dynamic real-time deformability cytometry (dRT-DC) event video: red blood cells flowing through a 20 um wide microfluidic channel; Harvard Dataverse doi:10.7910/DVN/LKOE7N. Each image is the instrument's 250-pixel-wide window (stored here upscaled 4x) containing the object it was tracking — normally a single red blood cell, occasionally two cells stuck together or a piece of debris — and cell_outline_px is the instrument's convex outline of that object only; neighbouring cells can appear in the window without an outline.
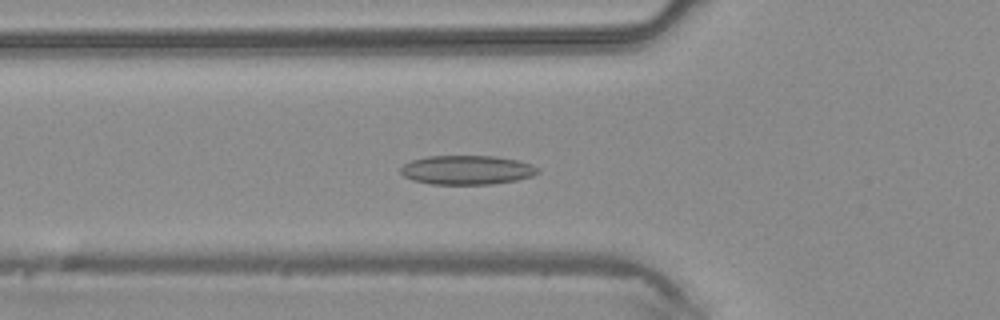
{"species": "common noctule bat (a hibernating species)", "species_latin": "Nyctalus noctula", "temperature_condition": "warm", "stored_images_in_passage": 33, "camera_frame_rate_fps": 3000, "um_per_image_px": 0.085, "animal": {"sex": "male", "body_mass_g": 20.4}, "frame": {"image": 1, "passage_image": 2, "time_ms": 0.333, "image_size_px": [1000, 320], "cell_outline_px": [[540, 172], [532, 176], [516, 180], [492, 184], [432, 184], [412, 180], [404, 176], [400, 172], [400, 168], [404, 164], [412, 160], [428, 156], [496, 156], [516, 160], [532, 164], [540, 168]], "centroid_in_image_um": [39.7, 14.44], "position_along_channel_um": 86.1, "area_um2": 23.35}}
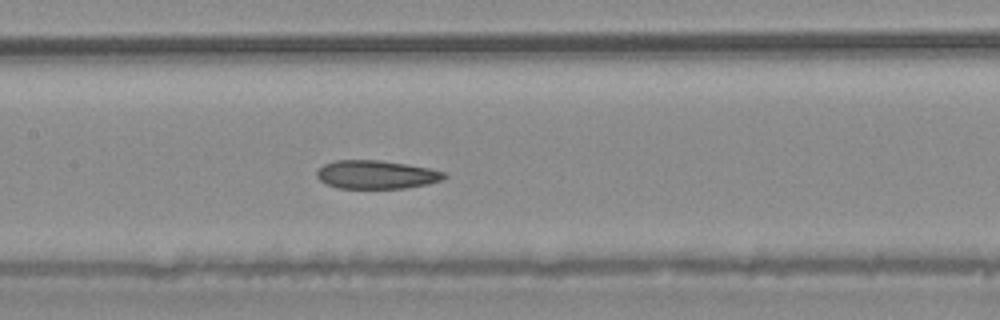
{"frame": {"image": 2, "passage_image": 8, "time_ms": 2.333, "image_size_px": [1000, 320], "cell_outline_px": [[448, 176], [444, 180], [428, 184], [404, 188], [336, 188], [320, 180], [316, 176], [316, 172], [324, 164], [336, 160], [380, 160], [428, 168], [444, 172]], "centroid_in_image_um": [32.0, 14.84], "position_along_channel_um": 175.4, "area_um2": 21.04}}
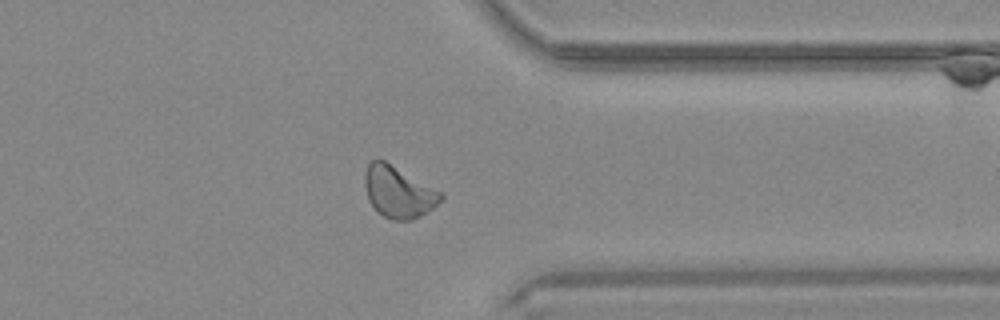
{"frame": {"image": 3, "passage_image": 22, "time_ms": 7.0, "image_size_px": [1000, 320], "cell_outline_px": [[444, 196], [432, 208], [420, 216], [412, 220], [392, 220], [376, 212], [368, 200], [364, 184], [364, 176], [368, 164], [376, 156], [384, 160], [444, 192]], "centroid_in_image_um": [33.85, 16.3], "position_along_channel_um": 377.6, "area_um2": 23.12}}